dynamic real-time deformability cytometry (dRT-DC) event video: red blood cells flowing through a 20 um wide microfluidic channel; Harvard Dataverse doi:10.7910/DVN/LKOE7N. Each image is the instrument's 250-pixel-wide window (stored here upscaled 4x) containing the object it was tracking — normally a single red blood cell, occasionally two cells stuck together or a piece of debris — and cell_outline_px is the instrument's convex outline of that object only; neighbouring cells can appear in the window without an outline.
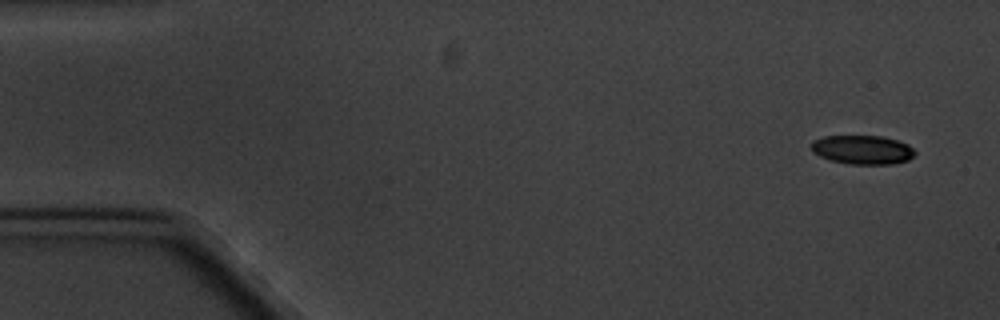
{"species": "common noctule bat (a hibernating species)", "species_latin": "Nyctalus noctula", "temperature_condition": "cold", "stored_images_in_passage": 4, "camera_frame_rate_fps": 3000, "um_per_image_px": 0.085, "animal": {"sex": "male", "body_mass_g": 20.1, "forearm_length_mm": 53.5}, "frame": {"image": 1, "passage_image": 1, "time_ms": 0.0, "image_size_px": [1000, 320], "cell_outline_px": [[916, 152], [908, 160], [892, 164], [848, 164], [828, 160], [812, 152], [812, 140], [824, 136], [884, 136], [908, 144]], "centroid_in_image_um": [73.29, 12.73], "position_along_channel_um": 11.7, "area_um2": 17.57}}
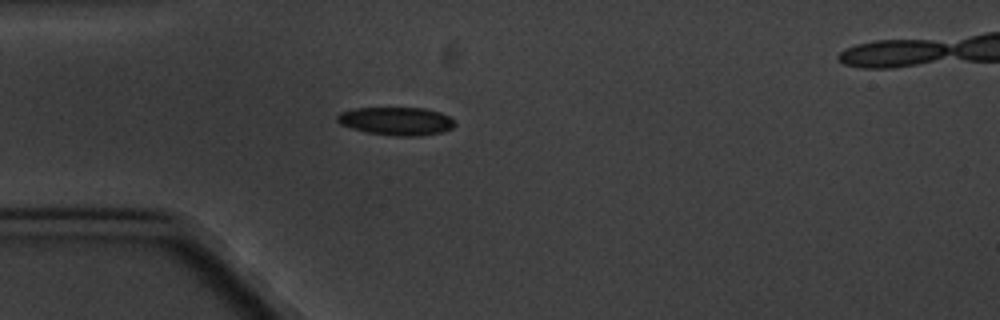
{"frame": {"image": 2, "passage_image": 4, "time_ms": 4.333, "image_size_px": [1000, 320], "cell_outline_px": [[456, 124], [452, 128], [444, 132], [420, 136], [396, 136], [368, 132], [352, 128], [340, 124], [336, 120], [336, 116], [340, 112], [356, 108], [424, 108], [440, 112], [448, 116]], "centroid_in_image_um": [33.7, 10.29], "position_along_channel_um": 51.3, "area_um2": 19.25}}